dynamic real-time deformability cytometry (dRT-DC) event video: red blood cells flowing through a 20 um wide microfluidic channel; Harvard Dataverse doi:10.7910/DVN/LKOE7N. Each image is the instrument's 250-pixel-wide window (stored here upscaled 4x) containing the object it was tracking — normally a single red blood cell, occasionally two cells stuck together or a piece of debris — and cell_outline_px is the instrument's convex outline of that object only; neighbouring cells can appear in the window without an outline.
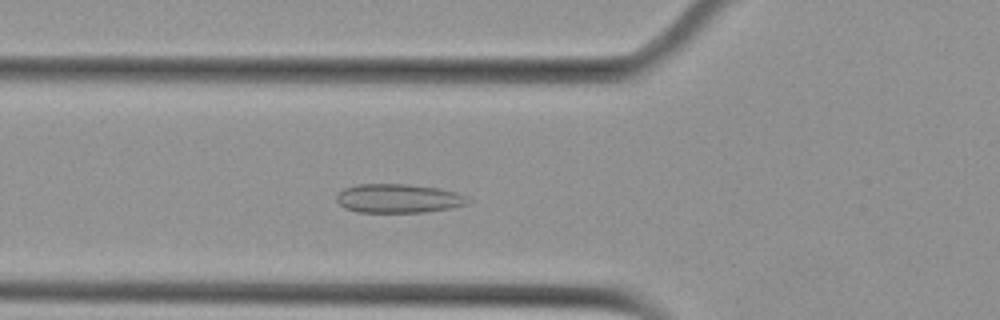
{"species": "Egyptian fruit bat (a non-hibernating species)", "species_latin": "Rousettus aegyptiacus", "temperature_condition": "cold", "stored_images_in_passage": 51, "segment_of_instrument_passage": [1, 2], "camera_frame_rate_fps": 3000, "um_per_image_px": 0.085, "animal": {"sex": "female"}, "frame": {"image": 1, "passage_image": 15, "time_ms": 4.667, "image_size_px": [1000, 320], "cell_outline_px": [[468, 204], [452, 208], [424, 212], [356, 212], [344, 208], [336, 200], [336, 196], [344, 188], [356, 184], [408, 184], [440, 188], [456, 192], [464, 196], [468, 200]], "centroid_in_image_um": [33.84, 16.86], "position_along_channel_um": 92.0, "area_um2": 22.2}}
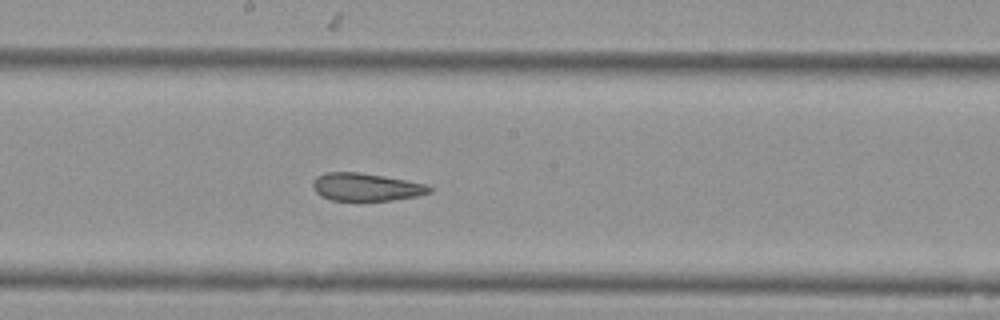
{"frame": {"image": 2, "passage_image": 25, "time_ms": 8.0, "image_size_px": [1000, 320], "cell_outline_px": [[432, 192], [416, 196], [392, 200], [356, 204], [332, 200], [320, 196], [312, 188], [312, 184], [316, 176], [324, 172], [360, 172], [384, 176], [428, 184], [432, 188]], "centroid_in_image_um": [31.08, 15.94], "position_along_channel_um": 217.1, "area_um2": 19.83}}
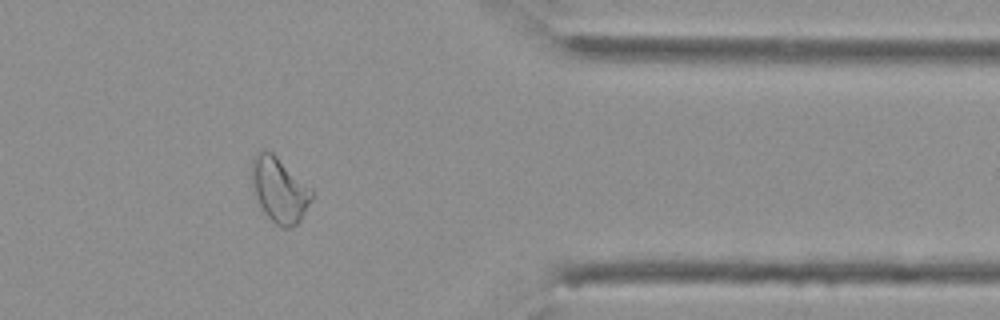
{"frame": {"image": 3, "passage_image": 40, "time_ms": 13.0, "image_size_px": [1000, 320], "cell_outline_px": [[312, 200], [300, 220], [296, 224], [288, 228], [280, 228], [264, 212], [256, 196], [252, 184], [252, 160], [260, 152], [272, 152], [312, 188]], "centroid_in_image_um": [23.78, 16.16], "position_along_channel_um": 387.6, "area_um2": 22.25}}